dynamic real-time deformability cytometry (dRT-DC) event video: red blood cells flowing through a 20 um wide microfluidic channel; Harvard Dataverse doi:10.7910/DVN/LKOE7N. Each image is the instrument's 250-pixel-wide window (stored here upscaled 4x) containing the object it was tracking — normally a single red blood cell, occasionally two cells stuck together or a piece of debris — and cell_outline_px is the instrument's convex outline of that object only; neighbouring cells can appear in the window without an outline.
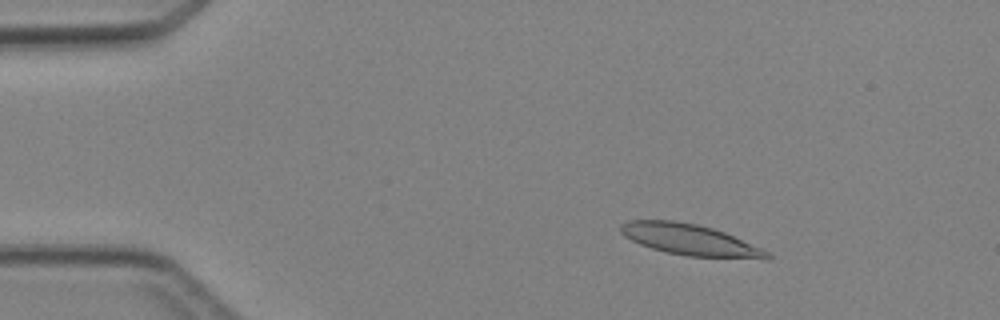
{"species": "Egyptian fruit bat (a non-hibernating species)", "species_latin": "Rousettus aegyptiacus", "temperature_condition": "cold", "stored_images_in_passage": 6, "camera_frame_rate_fps": 3000, "um_per_image_px": 0.085, "animal": {"sex": "female"}, "frame": {"image": 1, "passage_image": 2, "time_ms": 1.0, "image_size_px": [1000, 320], "cell_outline_px": [[772, 256], [768, 260], [764, 260], [688, 256], [664, 252], [640, 244], [624, 236], [620, 232], [620, 224], [628, 220], [672, 220], [696, 224], [712, 228], [724, 232], [764, 248]], "centroid_in_image_um": [58.71, 20.4], "position_along_channel_um": 26.3, "area_um2": 26.93}}
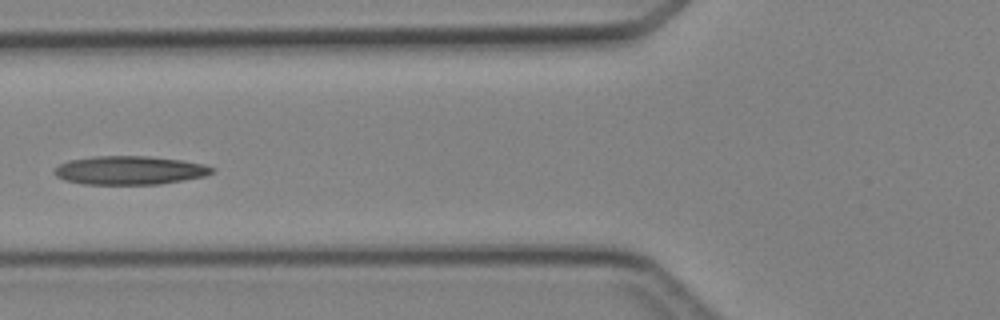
{"frame": {"image": 2, "passage_image": 5, "time_ms": 4.667, "image_size_px": [1000, 320], "cell_outline_px": [[216, 168], [212, 172], [204, 176], [160, 184], [84, 184], [64, 180], [56, 176], [52, 172], [60, 164], [68, 160], [96, 156], [148, 156], [180, 160], [204, 164]], "centroid_in_image_um": [11.0, 14.47], "position_along_channel_um": 114.8, "area_um2": 26.18}}
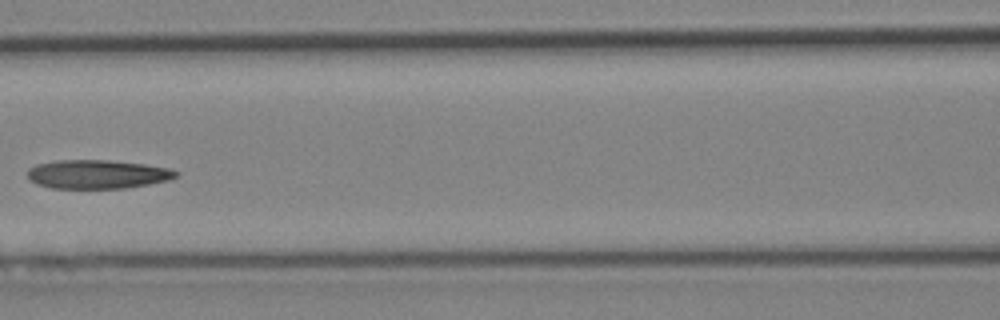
{"frame": {"image": 3, "passage_image": 6, "time_ms": 5.667, "image_size_px": [1000, 320], "cell_outline_px": [[180, 172], [176, 176], [168, 180], [148, 184], [124, 188], [52, 188], [36, 184], [28, 180], [28, 168], [36, 164], [56, 160], [108, 160], [144, 164], [168, 168]], "centroid_in_image_um": [8.23, 14.81], "position_along_channel_um": 158.4, "area_um2": 24.91}}